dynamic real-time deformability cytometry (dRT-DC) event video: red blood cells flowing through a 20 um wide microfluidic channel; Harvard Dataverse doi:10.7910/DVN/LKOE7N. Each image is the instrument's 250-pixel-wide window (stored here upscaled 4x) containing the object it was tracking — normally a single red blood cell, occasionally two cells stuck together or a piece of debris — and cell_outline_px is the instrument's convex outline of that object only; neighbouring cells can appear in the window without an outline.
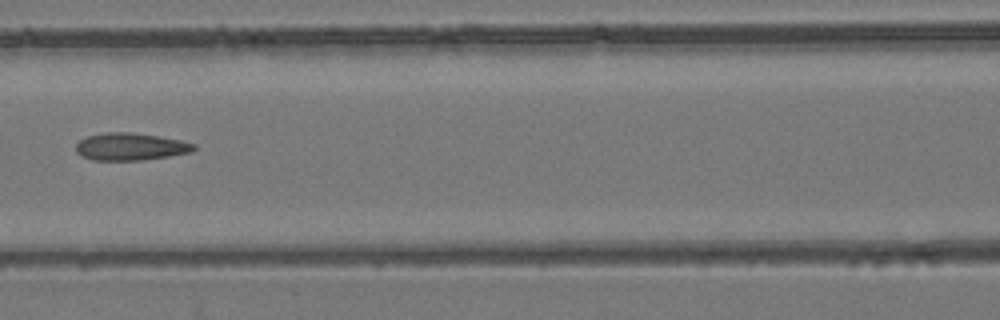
{"species": "common noctule bat (a hibernating species)", "species_latin": "Nyctalus noctula", "temperature_condition": "room temperature", "stored_images_in_passage": 7, "camera_frame_rate_fps": 3000, "um_per_image_px": 0.085, "animal": {"sex": "female", "body_mass_g": 24.6, "forearm_length_mm": 56.2}, "frame": {"image": 1, "passage_image": 6, "time_ms": 7.0, "image_size_px": [1000, 320], "cell_outline_px": [[196, 148], [192, 152], [168, 156], [140, 160], [92, 160], [80, 156], [76, 152], [76, 144], [80, 140], [88, 136], [104, 132], [132, 132], [160, 136], [180, 140], [196, 144]], "centroid_in_image_um": [11.08, 12.46], "position_along_channel_um": 155.5, "area_um2": 18.9}}
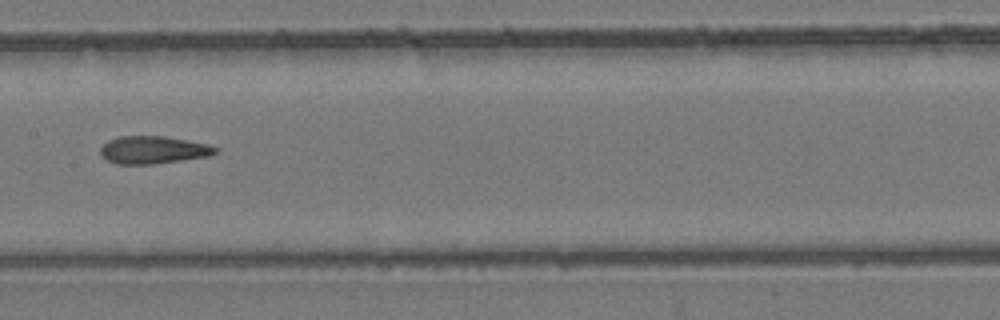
{"frame": {"image": 2, "passage_image": 7, "time_ms": 8.0, "image_size_px": [1000, 320], "cell_outline_px": [[220, 152], [208, 156], [152, 164], [116, 164], [108, 160], [100, 152], [100, 148], [108, 140], [120, 136], [164, 136], [208, 144], [220, 148]], "centroid_in_image_um": [13.06, 12.74], "position_along_channel_um": 194.3, "area_um2": 18.44}}